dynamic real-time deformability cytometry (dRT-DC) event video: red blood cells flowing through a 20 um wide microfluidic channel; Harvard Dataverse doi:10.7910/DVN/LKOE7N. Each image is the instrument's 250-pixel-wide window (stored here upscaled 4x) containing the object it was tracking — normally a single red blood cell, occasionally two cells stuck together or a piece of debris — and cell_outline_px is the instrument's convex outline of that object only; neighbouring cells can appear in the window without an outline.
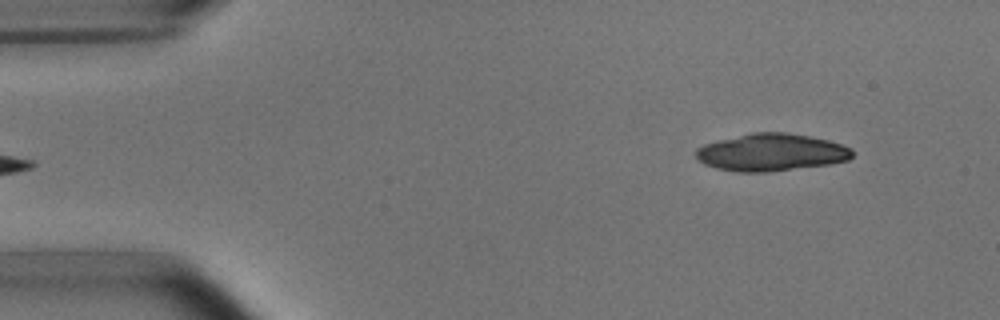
{"species": "common noctule bat (a hibernating species)", "species_latin": "Nyctalus noctula", "temperature_condition": "room temperature", "stored_images_in_passage": 5, "segment_of_instrument_passage": [2, 2], "camera_frame_rate_fps": 3000, "um_per_image_px": 0.085, "animal": {"sex": "male", "body_mass_g": 15.6}, "frame": {"image": 1, "passage_image": 5, "time_ms": 4.667, "image_size_px": [1000, 320], "cell_outline_px": [[852, 156], [848, 160], [828, 164], [768, 172], [736, 172], [716, 168], [704, 164], [696, 156], [696, 148], [704, 144], [752, 132], [788, 132], [828, 140], [852, 148]], "centroid_in_image_um": [65.54, 12.95], "position_along_channel_um": 19.5, "area_um2": 33.87}}